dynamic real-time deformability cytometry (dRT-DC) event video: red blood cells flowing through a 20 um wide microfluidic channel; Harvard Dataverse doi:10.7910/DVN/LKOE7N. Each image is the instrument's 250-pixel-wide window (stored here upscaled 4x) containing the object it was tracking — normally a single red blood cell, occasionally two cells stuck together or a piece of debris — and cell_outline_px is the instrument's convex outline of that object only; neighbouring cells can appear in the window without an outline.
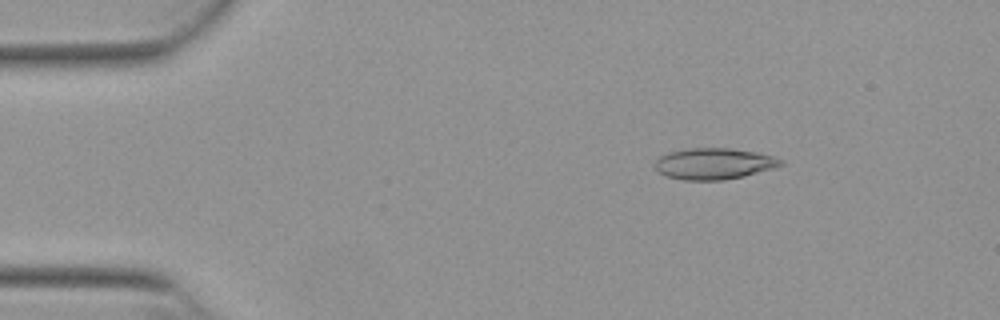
{"species": "Egyptian fruit bat (a non-hibernating species)", "species_latin": "Rousettus aegyptiacus", "temperature_condition": "warm", "stored_images_in_passage": 20, "camera_frame_rate_fps": 3000, "um_per_image_px": 0.085, "animal": {"sex": "female"}, "frame": {"image": 1, "passage_image": 7, "time_ms": 2.0, "image_size_px": [1000, 320], "cell_outline_px": [[784, 164], [772, 168], [744, 176], [724, 180], [684, 180], [668, 176], [660, 172], [656, 168], [656, 160], [660, 156], [668, 152], [688, 148], [728, 148], [756, 152], [772, 156], [784, 160]], "centroid_in_image_um": [60.7, 13.91], "position_along_channel_um": 24.3, "area_um2": 22.72}}
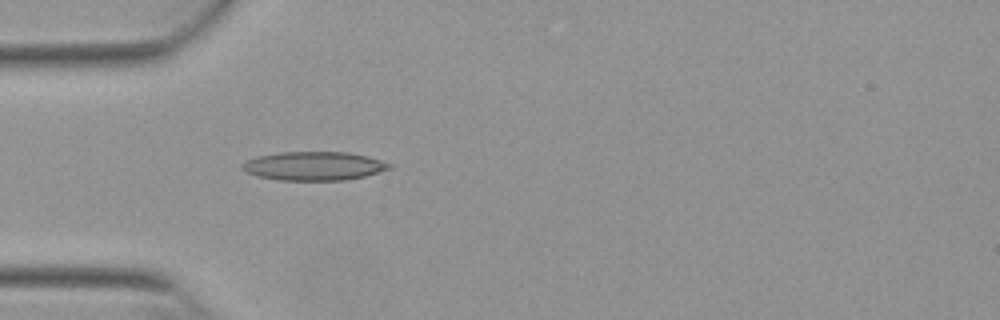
{"frame": {"image": 2, "passage_image": 15, "time_ms": 4.667, "image_size_px": [1000, 320], "cell_outline_px": [[392, 168], [364, 176], [344, 180], [280, 180], [256, 176], [240, 168], [240, 164], [256, 156], [280, 152], [348, 152], [368, 156], [392, 164]], "centroid_in_image_um": [26.67, 14.1], "position_along_channel_um": 58.3, "area_um2": 24.62}}
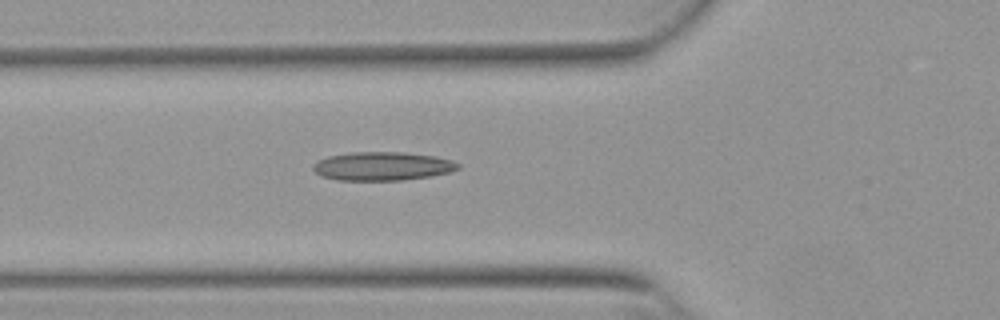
{"frame": {"image": 3, "passage_image": 18, "time_ms": 5.667, "image_size_px": [1000, 320], "cell_outline_px": [[460, 168], [448, 172], [432, 176], [400, 180], [336, 180], [320, 176], [312, 168], [312, 164], [316, 160], [328, 156], [352, 152], [404, 152], [436, 156], [452, 160], [460, 164]], "centroid_in_image_um": [32.48, 14.12], "position_along_channel_um": 93.3, "area_um2": 24.33}}